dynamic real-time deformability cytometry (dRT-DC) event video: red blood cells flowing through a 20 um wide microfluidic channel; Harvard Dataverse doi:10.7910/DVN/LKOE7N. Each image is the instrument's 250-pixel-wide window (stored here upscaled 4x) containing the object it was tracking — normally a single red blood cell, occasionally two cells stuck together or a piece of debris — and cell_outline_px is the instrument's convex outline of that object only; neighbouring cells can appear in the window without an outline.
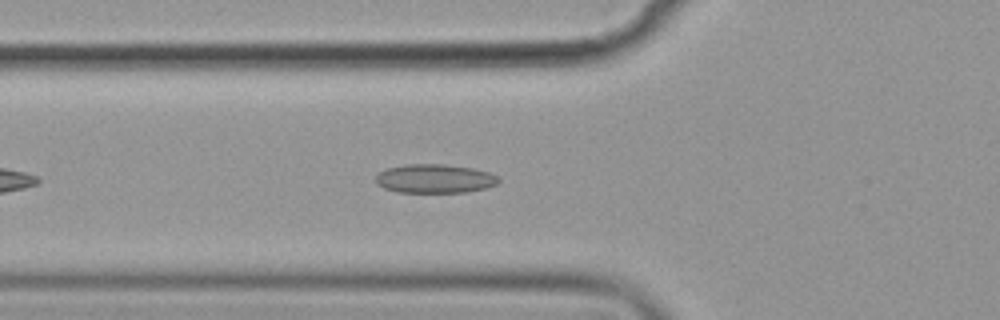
{"species": "common noctule bat (a hibernating species)", "species_latin": "Nyctalus noctula", "temperature_condition": "cold", "stored_images_in_passage": 44, "camera_frame_rate_fps": 3000, "um_per_image_px": 0.085, "animal": {"sex": "female", "body_mass_g": 19.9}, "frame": {"image": 1, "passage_image": 8, "time_ms": 2.333, "image_size_px": [1000, 320], "cell_outline_px": [[500, 180], [496, 184], [488, 188], [468, 192], [396, 192], [384, 188], [376, 184], [376, 176], [380, 172], [388, 168], [404, 164], [444, 164], [472, 168], [488, 172], [496, 176]], "centroid_in_image_um": [36.95, 15.19], "position_along_channel_um": 88.9, "area_um2": 20.69}}
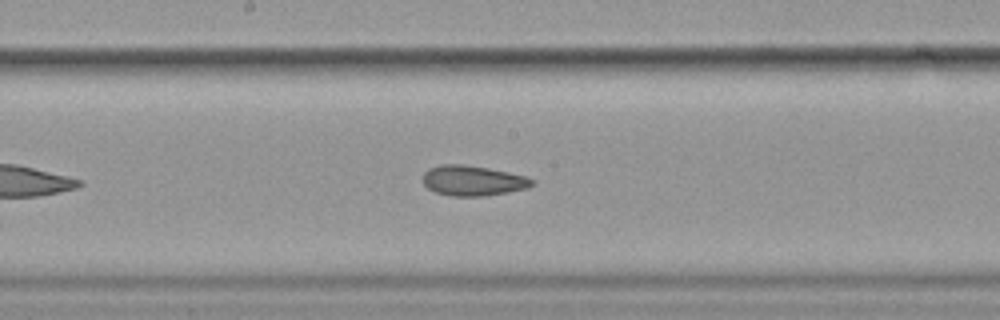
{"frame": {"image": 2, "passage_image": 18, "time_ms": 5.667, "image_size_px": [1000, 320], "cell_outline_px": [[536, 184], [528, 188], [484, 196], [452, 196], [436, 192], [428, 188], [424, 184], [424, 172], [428, 168], [440, 164], [464, 164], [488, 168], [508, 172], [524, 176], [532, 180]], "centroid_in_image_um": [40.18, 15.35], "position_along_channel_um": 208.0, "area_um2": 19.13}}
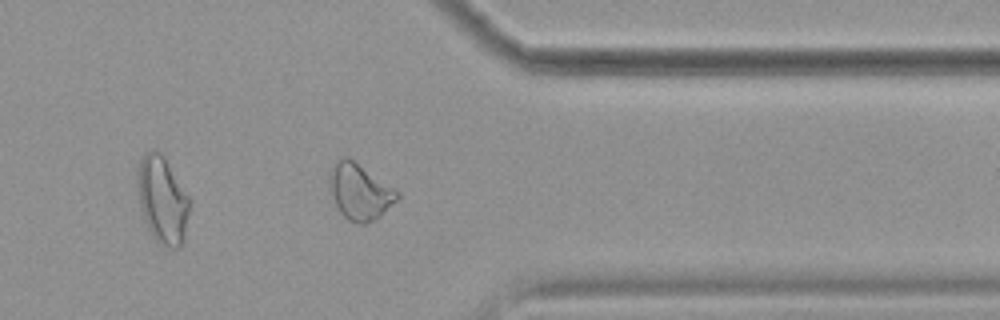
{"frame": {"image": 3, "passage_image": 33, "time_ms": 10.667, "image_size_px": [1000, 320], "cell_outline_px": [[400, 196], [380, 216], [364, 224], [360, 224], [348, 220], [340, 212], [328, 192], [328, 176], [332, 168], [344, 156], [348, 156], [396, 188], [400, 192]], "centroid_in_image_um": [30.56, 16.28], "position_along_channel_um": 380.8, "area_um2": 22.25}, "authors_computed_cell_mechanics": {"area_um2": 20.1144, "velocity_mm_per_s": 3.5629, "shape_relaxation_time_tau1_ms": null, "shape_relaxation_time_tau2_ms": 3.371, "deformation_change_tau1": null, "deformation_change_tau2": 0.0999}}